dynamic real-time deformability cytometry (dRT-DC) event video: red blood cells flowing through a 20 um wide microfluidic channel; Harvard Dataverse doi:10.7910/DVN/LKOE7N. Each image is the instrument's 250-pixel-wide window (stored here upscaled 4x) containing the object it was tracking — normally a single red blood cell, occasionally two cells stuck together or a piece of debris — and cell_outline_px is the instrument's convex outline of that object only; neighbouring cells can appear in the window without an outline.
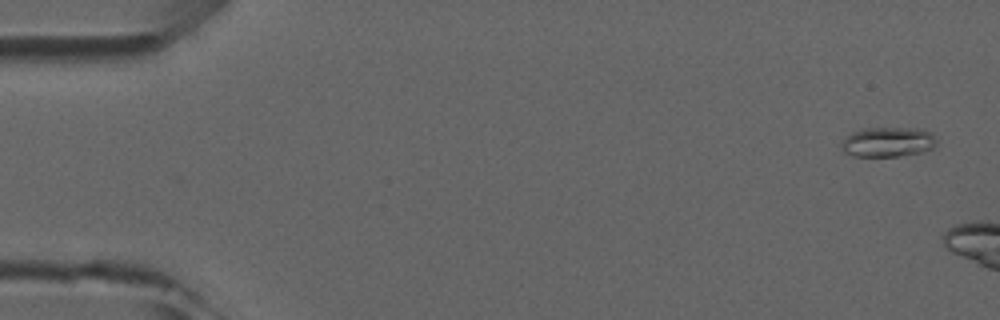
{"species": "common noctule bat (a hibernating species)", "species_latin": "Nyctalus noctula", "temperature_condition": "room temperature", "stored_images_in_passage": 2, "camera_frame_rate_fps": 3000, "um_per_image_px": 0.085, "animal": {"sex": "male", "forearm_length_mm": 52.5}, "frame": {"image": 1, "passage_image": 1, "time_ms": 0.0, "image_size_px": [1000, 320], "cell_outline_px": [[936, 144], [932, 148], [920, 152], [900, 156], [852, 156], [844, 152], [840, 144], [852, 132], [864, 128], [920, 128], [932, 132], [936, 140]], "centroid_in_image_um": [75.48, 12.06], "position_along_channel_um": 9.5, "area_um2": 16.53}}